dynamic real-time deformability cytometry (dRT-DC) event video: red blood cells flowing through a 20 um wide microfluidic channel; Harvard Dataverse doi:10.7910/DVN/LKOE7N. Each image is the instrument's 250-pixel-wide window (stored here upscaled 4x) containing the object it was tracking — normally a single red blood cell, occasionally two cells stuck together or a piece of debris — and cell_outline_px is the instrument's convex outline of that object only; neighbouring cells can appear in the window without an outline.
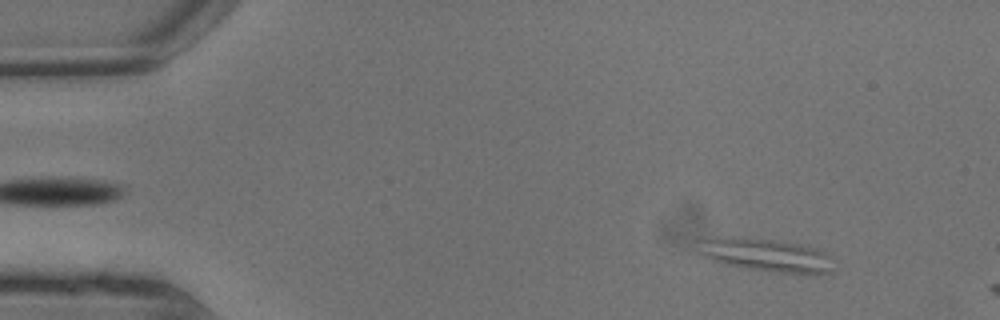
{"species": "common noctule bat (a hibernating species)", "species_latin": "Nyctalus noctula", "temperature_condition": "warm", "stored_images_in_passage": 6, "camera_frame_rate_fps": 3000, "um_per_image_px": 0.085, "animal": {"sex": "male", "body_mass_g": 13.3}, "frame": {"image": 1, "passage_image": 3, "time_ms": 0.667, "image_size_px": [1000, 320], "cell_outline_px": [[832, 272], [776, 272], [748, 268], [728, 264], [712, 260], [704, 256], [700, 252], [696, 240], [704, 236], [772, 240], [800, 244], [816, 248], [832, 256]], "centroid_in_image_um": [65.06, 21.65], "position_along_channel_um": 19.9, "area_um2": 25.55}}